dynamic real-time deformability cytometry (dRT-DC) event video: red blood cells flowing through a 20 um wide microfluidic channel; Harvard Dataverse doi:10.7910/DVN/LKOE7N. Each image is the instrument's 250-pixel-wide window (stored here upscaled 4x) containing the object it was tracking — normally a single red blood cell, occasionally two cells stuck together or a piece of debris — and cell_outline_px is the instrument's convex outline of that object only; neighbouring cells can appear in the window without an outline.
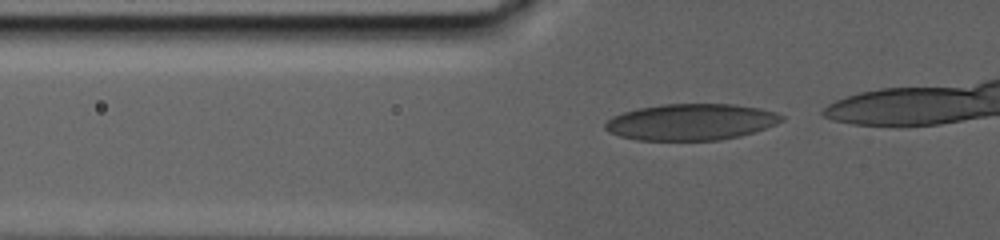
{"species": "human", "species_latin": "Homo sapiens", "temperature_condition": "warm", "stored_images_in_passage": 61, "camera_frame_rate_fps": 3000, "um_per_image_px": 0.085, "donor": {"sex": "male"}, "frame": {"image": 1, "passage_image": 6, "time_ms": 0.667, "image_size_px": [1000, 240], "cell_outline_px": [[784, 120], [776, 124], [740, 136], [720, 140], [636, 140], [620, 136], [608, 132], [604, 128], [604, 124], [612, 116], [624, 112], [640, 108], [664, 104], [732, 104], [760, 108], [776, 112], [784, 116]], "centroid_in_image_um": [58.73, 10.37], "position_along_channel_um": 67.1, "area_um2": 37.34}}
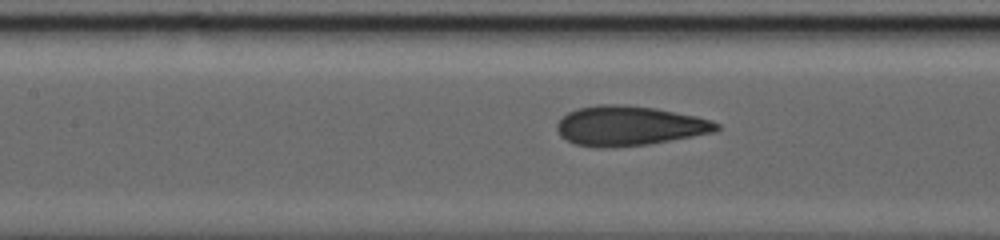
{"frame": {"image": 2, "passage_image": 37, "time_ms": 4.667, "image_size_px": [1000, 240], "cell_outline_px": [[720, 128], [716, 132], [648, 144], [608, 148], [596, 148], [576, 144], [560, 136], [556, 128], [556, 124], [568, 112], [580, 108], [596, 104], [628, 104], [656, 108], [696, 116], [712, 120], [720, 124]], "centroid_in_image_um": [53.5, 10.69], "position_along_channel_um": 153.9, "area_um2": 37.11}}
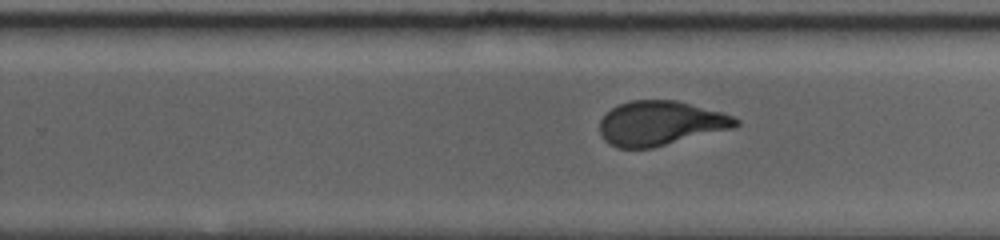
{"frame": {"image": 3, "passage_image": 59, "time_ms": 9.667, "image_size_px": [1000, 240], "cell_outline_px": [[740, 124], [736, 128], [652, 148], [620, 148], [604, 140], [600, 136], [600, 120], [612, 108], [620, 104], [632, 100], [676, 100], [720, 112], [732, 116], [740, 120]], "centroid_in_image_um": [56.16, 10.48], "position_along_channel_um": 273.6, "area_um2": 35.2}}